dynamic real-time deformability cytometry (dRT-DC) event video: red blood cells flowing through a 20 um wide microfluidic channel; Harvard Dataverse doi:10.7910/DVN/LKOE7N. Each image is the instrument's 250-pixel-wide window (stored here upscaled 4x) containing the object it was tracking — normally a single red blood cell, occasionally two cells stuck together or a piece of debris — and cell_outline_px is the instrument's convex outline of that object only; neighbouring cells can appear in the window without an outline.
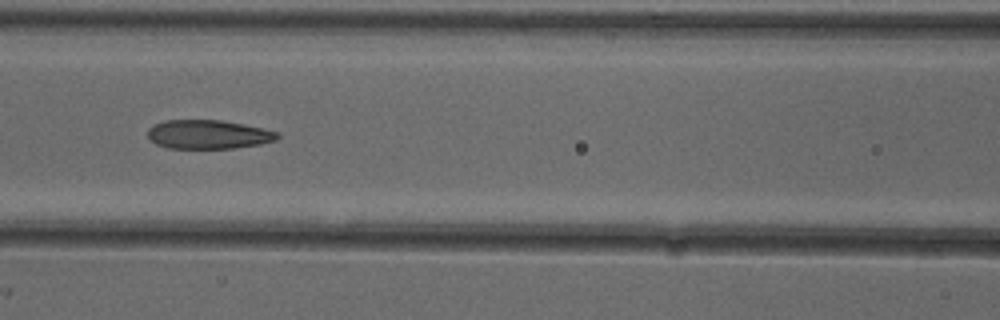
{"species": "common noctule bat (a hibernating species)", "species_latin": "Nyctalus noctula", "temperature_condition": "cold", "stored_images_in_passage": 6, "camera_frame_rate_fps": 3000, "um_per_image_px": 0.085, "animal": {"sex": "female"}, "frame": {"image": 1, "passage_image": 6, "time_ms": 1.667, "image_size_px": [1000, 320], "cell_outline_px": [[280, 136], [276, 140], [260, 144], [232, 148], [168, 148], [156, 144], [148, 136], [148, 128], [164, 120], [220, 120], [244, 124], [280, 132]], "centroid_in_image_um": [17.73, 11.42], "position_along_channel_um": 148.9, "area_um2": 21.79}}